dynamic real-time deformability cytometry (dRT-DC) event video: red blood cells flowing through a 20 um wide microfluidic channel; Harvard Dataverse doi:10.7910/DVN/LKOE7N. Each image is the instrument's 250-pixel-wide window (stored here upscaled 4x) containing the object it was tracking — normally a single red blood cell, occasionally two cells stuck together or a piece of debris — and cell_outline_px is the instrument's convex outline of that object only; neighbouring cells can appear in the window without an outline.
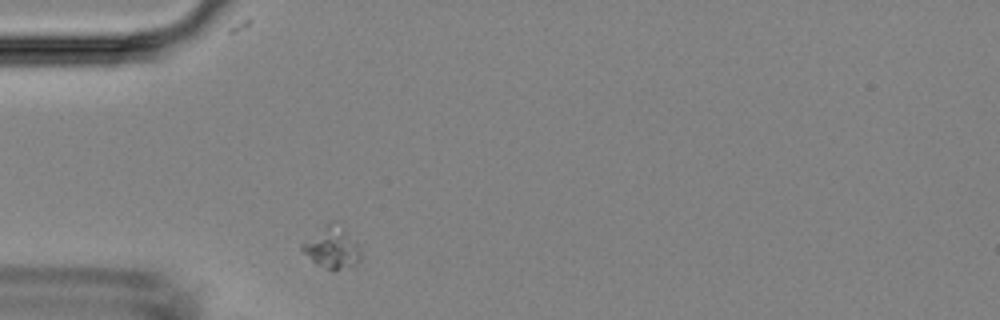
{"species": "Egyptian fruit bat (a non-hibernating species)", "species_latin": "Rousettus aegyptiacus", "temperature_condition": "room temperature", "stored_images_in_passage": 1, "camera_frame_rate_fps": 3000, "um_per_image_px": 0.085, "animal": {"sex": "female"}, "frame": {"image": 1, "passage_image": 1, "time_ms": 0.0, "image_size_px": [1000, 320], "cell_outline_px": [[360, 260], [352, 264], [332, 272], [316, 264], [300, 248], [300, 244], [328, 220], [336, 220], [344, 228], [356, 244], [360, 252]], "centroid_in_image_um": [28.16, 21.0], "position_along_channel_um": 56.8, "area_um2": 14.22}}